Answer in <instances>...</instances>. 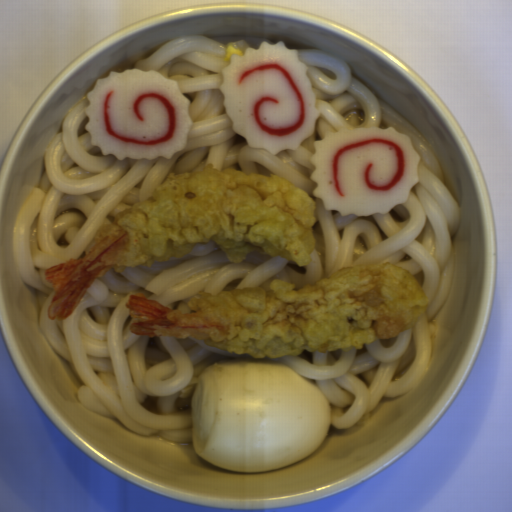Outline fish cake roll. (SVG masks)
<instances>
[{"instance_id":"1","label":"fish cake roll","mask_w":512,"mask_h":512,"mask_svg":"<svg viewBox=\"0 0 512 512\" xmlns=\"http://www.w3.org/2000/svg\"><path fill=\"white\" fill-rule=\"evenodd\" d=\"M307 69L297 48L283 40H264L243 55L231 54L221 69L219 90L232 130L246 138L249 148L277 155L296 150L313 135L321 112Z\"/></svg>"},{"instance_id":"2","label":"fish cake roll","mask_w":512,"mask_h":512,"mask_svg":"<svg viewBox=\"0 0 512 512\" xmlns=\"http://www.w3.org/2000/svg\"><path fill=\"white\" fill-rule=\"evenodd\" d=\"M313 148L309 179L325 211L357 218L388 214L409 201L420 181L422 156L411 136L394 126H341L325 131Z\"/></svg>"},{"instance_id":"3","label":"fish cake roll","mask_w":512,"mask_h":512,"mask_svg":"<svg viewBox=\"0 0 512 512\" xmlns=\"http://www.w3.org/2000/svg\"><path fill=\"white\" fill-rule=\"evenodd\" d=\"M84 107L90 144L118 160L171 159L188 145L191 100L152 69L126 68L95 79Z\"/></svg>"}]
</instances>
